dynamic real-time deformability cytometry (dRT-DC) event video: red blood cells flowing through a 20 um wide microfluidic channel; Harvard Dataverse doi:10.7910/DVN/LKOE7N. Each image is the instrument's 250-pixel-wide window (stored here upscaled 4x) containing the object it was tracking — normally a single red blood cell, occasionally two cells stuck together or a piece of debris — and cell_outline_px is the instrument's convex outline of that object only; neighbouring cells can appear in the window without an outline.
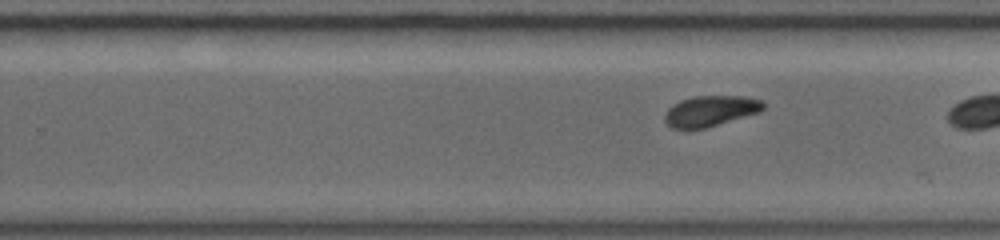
{"species": "common noctule bat (a hibernating species)", "species_latin": "Nyctalus noctula", "temperature_condition": "warm", "stored_images_in_passage": 32, "camera_frame_rate_fps": 5000, "um_per_image_px": 0.085, "animal": {"sex": "female", "body_mass_g": 19.0, "forearm_length_mm": 56.7}, "frame": {"image": 1, "passage_image": 19, "time_ms": 5.4, "image_size_px": [1000, 240], "cell_outline_px": [[764, 108], [760, 112], [704, 128], [672, 128], [664, 120], [664, 116], [668, 108], [672, 104], [680, 100], [692, 96], [744, 96], [760, 100], [764, 104]], "centroid_in_image_um": [60.37, 9.41], "position_along_channel_um": 269.4, "area_um2": 17.46}, "authors_computed_cell_mechanics": {"area_um2": 17.8891, "velocity_mm_per_s": 4.1121, "shape_relaxation_time_tau1_ms": 3.7757, "shape_relaxation_time_tau2_ms": 2.1925, "deformation_change_tau1": 0.1417, "deformation_change_tau2": 0.0654}}